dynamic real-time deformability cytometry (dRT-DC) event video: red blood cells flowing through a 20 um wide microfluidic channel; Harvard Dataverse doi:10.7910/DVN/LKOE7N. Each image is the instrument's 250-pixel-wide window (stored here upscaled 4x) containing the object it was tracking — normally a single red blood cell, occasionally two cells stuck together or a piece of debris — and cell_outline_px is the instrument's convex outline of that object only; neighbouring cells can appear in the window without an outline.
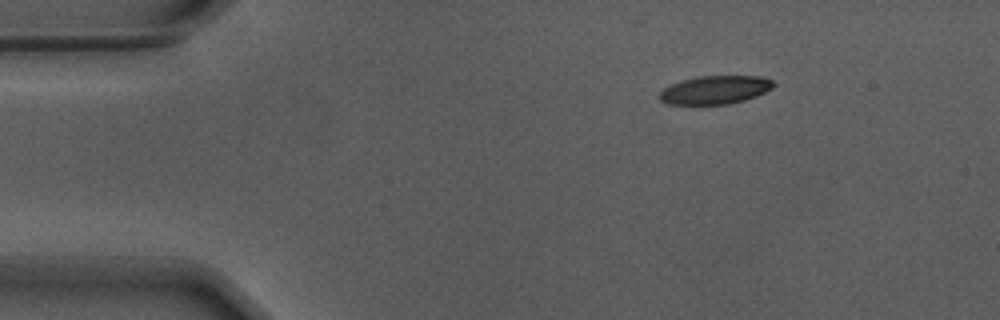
{"species": "Egyptian fruit bat (a non-hibernating species)", "species_latin": "Rousettus aegyptiacus", "temperature_condition": "warm", "stored_images_in_passage": 33, "camera_frame_rate_fps": 3000, "um_per_image_px": 0.085, "animal": {"sex": "male"}, "frame": {"image": 1, "passage_image": 1, "time_ms": 0.0, "image_size_px": [1000, 320], "cell_outline_px": [[776, 84], [772, 88], [756, 96], [744, 100], [728, 104], [668, 104], [660, 100], [660, 92], [664, 88], [672, 84], [684, 80], [700, 76], [760, 76], [772, 80]], "centroid_in_image_um": [60.81, 7.64], "position_along_channel_um": 24.2, "area_um2": 18.61}}
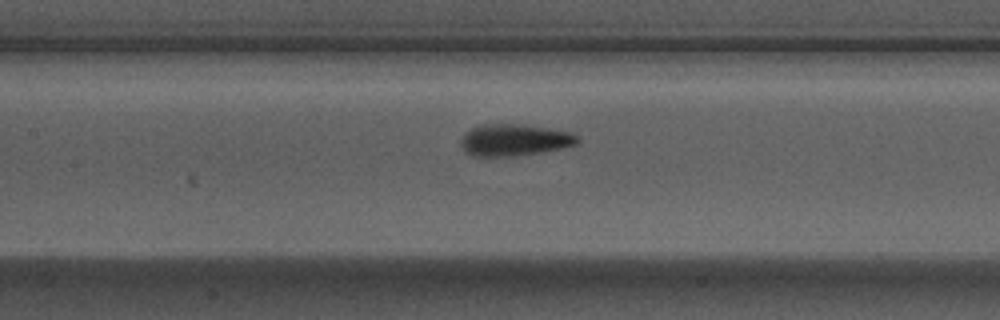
{"frame": {"image": 2, "passage_image": 18, "time_ms": 5.667, "image_size_px": [1000, 320], "cell_outline_px": [[580, 140], [576, 144], [560, 148], [540, 152], [508, 156], [472, 156], [464, 152], [460, 144], [460, 140], [464, 132], [480, 124], [512, 124], [544, 128], [572, 132]], "centroid_in_image_um": [43.64, 11.9], "position_along_channel_um": 163.8, "area_um2": 21.33}}
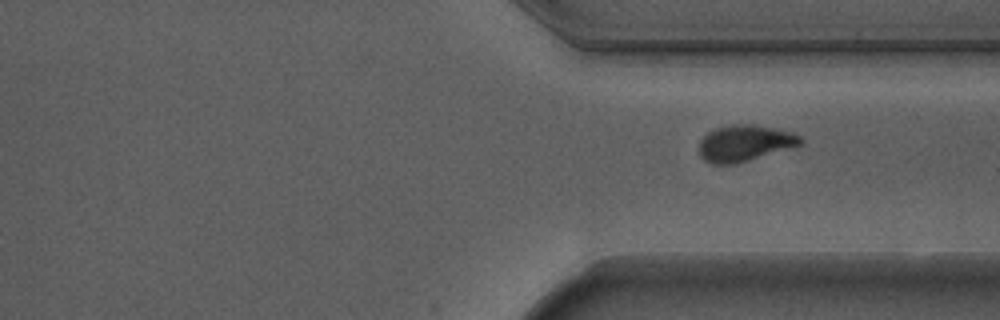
{"frame": {"image": 3, "passage_image": 33, "time_ms": 10.667, "image_size_px": [1000, 320], "cell_outline_px": [[800, 144], [736, 164], [712, 164], [704, 160], [700, 156], [700, 140], [708, 132], [716, 128], [732, 124], [752, 124], [772, 128], [788, 132], [800, 136]], "centroid_in_image_um": [63.21, 12.17], "position_along_channel_um": 348.2, "area_um2": 20.87}}